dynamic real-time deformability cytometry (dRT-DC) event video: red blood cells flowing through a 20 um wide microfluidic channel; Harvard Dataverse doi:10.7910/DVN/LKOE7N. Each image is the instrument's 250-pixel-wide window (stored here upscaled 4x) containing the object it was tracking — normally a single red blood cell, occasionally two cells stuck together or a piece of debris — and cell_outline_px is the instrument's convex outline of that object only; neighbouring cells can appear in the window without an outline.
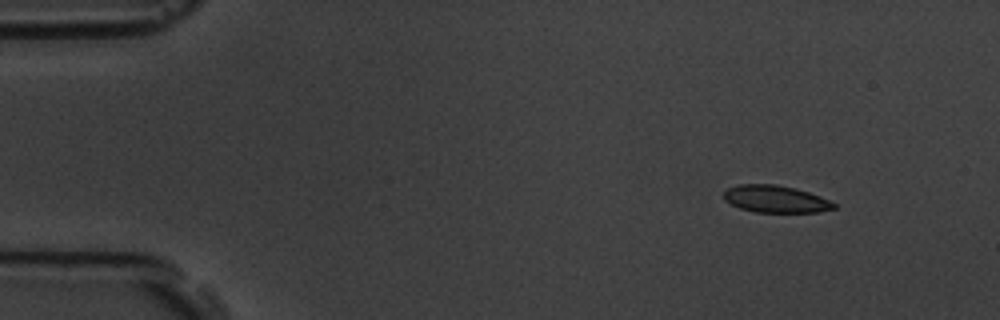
{"species": "common noctule bat (a hibernating species)", "species_latin": "Nyctalus noctula", "temperature_condition": "room temperature", "stored_images_in_passage": 6, "camera_frame_rate_fps": 3000, "um_per_image_px": 0.085, "animal": {"sex": "male", "body_mass_g": 19.5, "forearm_length_mm": 54.6}, "frame": {"image": 1, "passage_image": 2, "time_ms": 1.333, "image_size_px": [1000, 320], "cell_outline_px": [[836, 208], [820, 212], [756, 212], [740, 208], [724, 200], [724, 192], [728, 188], [740, 184], [776, 184], [796, 188], [820, 196], [836, 204]], "centroid_in_image_um": [65.94, 16.91], "position_along_channel_um": 19.1, "area_um2": 17.4}}
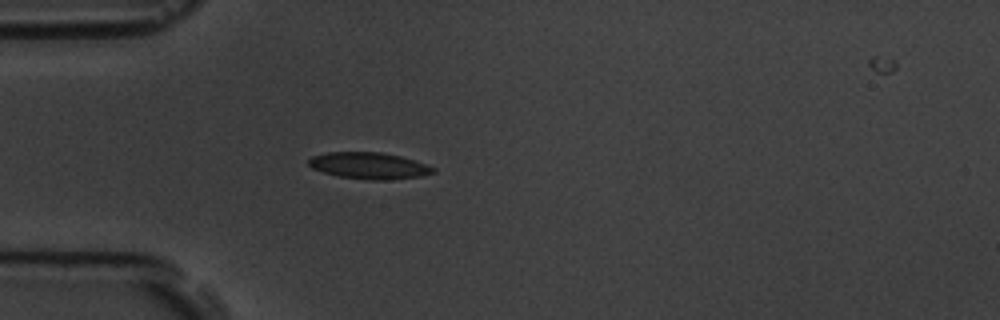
{"frame": {"image": 2, "passage_image": 5, "time_ms": 4.667, "image_size_px": [1000, 320], "cell_outline_px": [[436, 172], [420, 176], [384, 180], [368, 180], [340, 176], [324, 172], [312, 168], [308, 164], [308, 160], [312, 156], [328, 152], [380, 152], [400, 156], [436, 168]], "centroid_in_image_um": [31.35, 14.08], "position_along_channel_um": 53.6, "area_um2": 19.02}}